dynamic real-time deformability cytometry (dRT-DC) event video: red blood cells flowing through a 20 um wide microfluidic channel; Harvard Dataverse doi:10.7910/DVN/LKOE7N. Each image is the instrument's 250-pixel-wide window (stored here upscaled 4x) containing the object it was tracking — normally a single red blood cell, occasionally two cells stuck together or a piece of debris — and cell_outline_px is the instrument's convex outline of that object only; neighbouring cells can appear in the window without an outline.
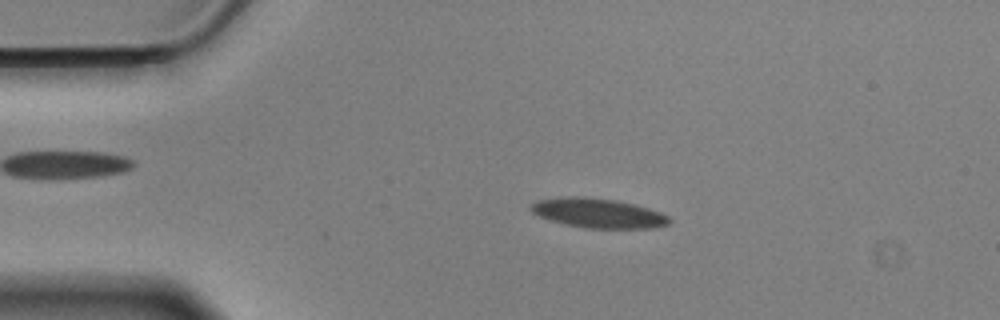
{"species": "Egyptian fruit bat (a non-hibernating species)", "species_latin": "Rousettus aegyptiacus", "temperature_condition": "cold", "stored_images_in_passage": 34, "camera_frame_rate_fps": 3000, "um_per_image_px": 0.085, "animal": {"sex": "male"}, "frame": {"image": 1, "passage_image": 3, "time_ms": 0.667, "image_size_px": [1000, 320], "cell_outline_px": [[672, 220], [668, 224], [652, 228], [584, 228], [552, 220], [540, 216], [532, 212], [528, 208], [528, 204], [536, 200], [564, 196], [584, 196], [616, 200], [648, 208], [660, 212], [668, 216]], "centroid_in_image_um": [50.81, 18.1], "position_along_channel_um": 34.2, "area_um2": 23.81}}
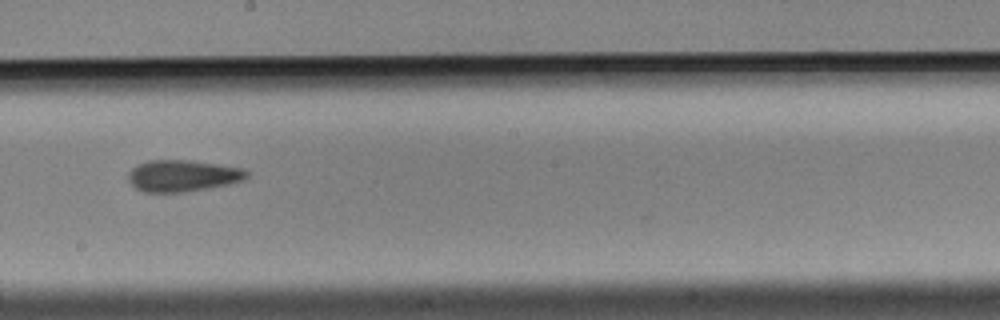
{"frame": {"image": 2, "passage_image": 16, "time_ms": 5.0, "image_size_px": [1000, 320], "cell_outline_px": [[248, 176], [244, 180], [232, 184], [188, 192], [144, 192], [136, 188], [128, 180], [128, 172], [136, 164], [148, 160], [188, 160], [244, 168], [248, 172]], "centroid_in_image_um": [15.54, 14.94], "position_along_channel_um": 232.7, "area_um2": 22.08}}
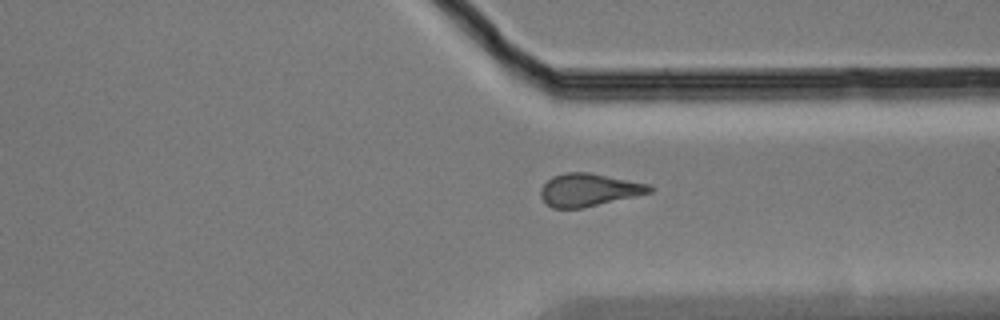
{"frame": {"image": 3, "passage_image": 27, "time_ms": 8.667, "image_size_px": [1000, 320], "cell_outline_px": [[656, 188], [652, 192], [636, 196], [584, 208], [552, 208], [540, 196], [540, 188], [552, 176], [564, 172], [588, 172], [648, 184]], "centroid_in_image_um": [50.05, 16.14], "position_along_channel_um": 361.4, "area_um2": 20.81}}